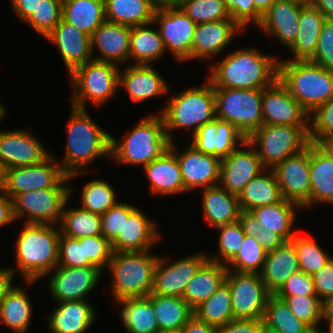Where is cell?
<instances>
[{
	"instance_id": "obj_1",
	"label": "cell",
	"mask_w": 333,
	"mask_h": 333,
	"mask_svg": "<svg viewBox=\"0 0 333 333\" xmlns=\"http://www.w3.org/2000/svg\"><path fill=\"white\" fill-rule=\"evenodd\" d=\"M208 81L214 87L265 89L278 78V59L257 49L234 50L210 66Z\"/></svg>"
},
{
	"instance_id": "obj_2",
	"label": "cell",
	"mask_w": 333,
	"mask_h": 333,
	"mask_svg": "<svg viewBox=\"0 0 333 333\" xmlns=\"http://www.w3.org/2000/svg\"><path fill=\"white\" fill-rule=\"evenodd\" d=\"M70 116L65 130L68 137L65 155L59 164L72 180L93 160L111 156V134L101 129L86 109L72 106Z\"/></svg>"
},
{
	"instance_id": "obj_3",
	"label": "cell",
	"mask_w": 333,
	"mask_h": 333,
	"mask_svg": "<svg viewBox=\"0 0 333 333\" xmlns=\"http://www.w3.org/2000/svg\"><path fill=\"white\" fill-rule=\"evenodd\" d=\"M57 226V228H56ZM54 224L25 223L15 242L16 269L32 284L58 266L60 229Z\"/></svg>"
},
{
	"instance_id": "obj_4",
	"label": "cell",
	"mask_w": 333,
	"mask_h": 333,
	"mask_svg": "<svg viewBox=\"0 0 333 333\" xmlns=\"http://www.w3.org/2000/svg\"><path fill=\"white\" fill-rule=\"evenodd\" d=\"M277 79L309 114L333 97V71L309 60H278Z\"/></svg>"
},
{
	"instance_id": "obj_5",
	"label": "cell",
	"mask_w": 333,
	"mask_h": 333,
	"mask_svg": "<svg viewBox=\"0 0 333 333\" xmlns=\"http://www.w3.org/2000/svg\"><path fill=\"white\" fill-rule=\"evenodd\" d=\"M119 142L111 135V158L113 162L142 165L160 157L170 147L163 117L160 113L142 118Z\"/></svg>"
},
{
	"instance_id": "obj_6",
	"label": "cell",
	"mask_w": 333,
	"mask_h": 333,
	"mask_svg": "<svg viewBox=\"0 0 333 333\" xmlns=\"http://www.w3.org/2000/svg\"><path fill=\"white\" fill-rule=\"evenodd\" d=\"M204 84L174 95L160 111L170 142L174 140L172 130L191 128L194 135L199 127L216 118L214 86L208 80Z\"/></svg>"
},
{
	"instance_id": "obj_7",
	"label": "cell",
	"mask_w": 333,
	"mask_h": 333,
	"mask_svg": "<svg viewBox=\"0 0 333 333\" xmlns=\"http://www.w3.org/2000/svg\"><path fill=\"white\" fill-rule=\"evenodd\" d=\"M143 252H113L106 269L112 273L111 290L115 301L148 297L152 293L154 271L159 255Z\"/></svg>"
},
{
	"instance_id": "obj_8",
	"label": "cell",
	"mask_w": 333,
	"mask_h": 333,
	"mask_svg": "<svg viewBox=\"0 0 333 333\" xmlns=\"http://www.w3.org/2000/svg\"><path fill=\"white\" fill-rule=\"evenodd\" d=\"M119 70L111 62L89 60L76 68L70 75L72 106L86 109L90 101L99 107L119 91Z\"/></svg>"
},
{
	"instance_id": "obj_9",
	"label": "cell",
	"mask_w": 333,
	"mask_h": 333,
	"mask_svg": "<svg viewBox=\"0 0 333 333\" xmlns=\"http://www.w3.org/2000/svg\"><path fill=\"white\" fill-rule=\"evenodd\" d=\"M309 132L310 126L263 124L246 141L255 148L263 167L273 169L286 158L308 147Z\"/></svg>"
},
{
	"instance_id": "obj_10",
	"label": "cell",
	"mask_w": 333,
	"mask_h": 333,
	"mask_svg": "<svg viewBox=\"0 0 333 333\" xmlns=\"http://www.w3.org/2000/svg\"><path fill=\"white\" fill-rule=\"evenodd\" d=\"M216 118L233 124L247 139L263 124V89L214 87Z\"/></svg>"
},
{
	"instance_id": "obj_11",
	"label": "cell",
	"mask_w": 333,
	"mask_h": 333,
	"mask_svg": "<svg viewBox=\"0 0 333 333\" xmlns=\"http://www.w3.org/2000/svg\"><path fill=\"white\" fill-rule=\"evenodd\" d=\"M69 181L70 179L66 175L53 188L16 195L12 199L15 220L24 217L26 218L25 223L59 225L64 205L73 191L68 187Z\"/></svg>"
},
{
	"instance_id": "obj_12",
	"label": "cell",
	"mask_w": 333,
	"mask_h": 333,
	"mask_svg": "<svg viewBox=\"0 0 333 333\" xmlns=\"http://www.w3.org/2000/svg\"><path fill=\"white\" fill-rule=\"evenodd\" d=\"M225 283L231 292L235 319H263L267 301L272 294L259 273L228 270Z\"/></svg>"
},
{
	"instance_id": "obj_13",
	"label": "cell",
	"mask_w": 333,
	"mask_h": 333,
	"mask_svg": "<svg viewBox=\"0 0 333 333\" xmlns=\"http://www.w3.org/2000/svg\"><path fill=\"white\" fill-rule=\"evenodd\" d=\"M66 174L55 157L50 155L42 163L4 170V193L11 199L16 195L55 187Z\"/></svg>"
},
{
	"instance_id": "obj_14",
	"label": "cell",
	"mask_w": 333,
	"mask_h": 333,
	"mask_svg": "<svg viewBox=\"0 0 333 333\" xmlns=\"http://www.w3.org/2000/svg\"><path fill=\"white\" fill-rule=\"evenodd\" d=\"M282 198L301 209L310 207V144L300 153L290 156L273 169Z\"/></svg>"
},
{
	"instance_id": "obj_15",
	"label": "cell",
	"mask_w": 333,
	"mask_h": 333,
	"mask_svg": "<svg viewBox=\"0 0 333 333\" xmlns=\"http://www.w3.org/2000/svg\"><path fill=\"white\" fill-rule=\"evenodd\" d=\"M154 24L159 26L167 52L169 50L179 61L192 59V42L197 24L180 7L155 10Z\"/></svg>"
},
{
	"instance_id": "obj_16",
	"label": "cell",
	"mask_w": 333,
	"mask_h": 333,
	"mask_svg": "<svg viewBox=\"0 0 333 333\" xmlns=\"http://www.w3.org/2000/svg\"><path fill=\"white\" fill-rule=\"evenodd\" d=\"M207 259V254L197 253L169 263L159 256L151 294L182 297L187 284Z\"/></svg>"
},
{
	"instance_id": "obj_17",
	"label": "cell",
	"mask_w": 333,
	"mask_h": 333,
	"mask_svg": "<svg viewBox=\"0 0 333 333\" xmlns=\"http://www.w3.org/2000/svg\"><path fill=\"white\" fill-rule=\"evenodd\" d=\"M48 283L50 295L56 303L85 300L98 285L102 270L95 266L76 268L57 266Z\"/></svg>"
},
{
	"instance_id": "obj_18",
	"label": "cell",
	"mask_w": 333,
	"mask_h": 333,
	"mask_svg": "<svg viewBox=\"0 0 333 333\" xmlns=\"http://www.w3.org/2000/svg\"><path fill=\"white\" fill-rule=\"evenodd\" d=\"M50 155L28 129L0 132V164L4 170L39 164Z\"/></svg>"
},
{
	"instance_id": "obj_19",
	"label": "cell",
	"mask_w": 333,
	"mask_h": 333,
	"mask_svg": "<svg viewBox=\"0 0 333 333\" xmlns=\"http://www.w3.org/2000/svg\"><path fill=\"white\" fill-rule=\"evenodd\" d=\"M262 116L264 124L310 126V114L278 79L263 89Z\"/></svg>"
},
{
	"instance_id": "obj_20",
	"label": "cell",
	"mask_w": 333,
	"mask_h": 333,
	"mask_svg": "<svg viewBox=\"0 0 333 333\" xmlns=\"http://www.w3.org/2000/svg\"><path fill=\"white\" fill-rule=\"evenodd\" d=\"M177 156L186 191L219 185L221 159L197 151L192 145L180 153L174 141L169 147Z\"/></svg>"
},
{
	"instance_id": "obj_21",
	"label": "cell",
	"mask_w": 333,
	"mask_h": 333,
	"mask_svg": "<svg viewBox=\"0 0 333 333\" xmlns=\"http://www.w3.org/2000/svg\"><path fill=\"white\" fill-rule=\"evenodd\" d=\"M243 145L248 149L237 148L228 157L221 159L220 164L219 185L237 196L265 170L255 148L247 141Z\"/></svg>"
},
{
	"instance_id": "obj_22",
	"label": "cell",
	"mask_w": 333,
	"mask_h": 333,
	"mask_svg": "<svg viewBox=\"0 0 333 333\" xmlns=\"http://www.w3.org/2000/svg\"><path fill=\"white\" fill-rule=\"evenodd\" d=\"M192 136L190 145L197 151L220 159L228 157L235 151L238 142L243 145L247 140L233 124L217 118L199 127Z\"/></svg>"
},
{
	"instance_id": "obj_23",
	"label": "cell",
	"mask_w": 333,
	"mask_h": 333,
	"mask_svg": "<svg viewBox=\"0 0 333 333\" xmlns=\"http://www.w3.org/2000/svg\"><path fill=\"white\" fill-rule=\"evenodd\" d=\"M59 50L69 75L92 60L90 36L63 19L45 37Z\"/></svg>"
},
{
	"instance_id": "obj_24",
	"label": "cell",
	"mask_w": 333,
	"mask_h": 333,
	"mask_svg": "<svg viewBox=\"0 0 333 333\" xmlns=\"http://www.w3.org/2000/svg\"><path fill=\"white\" fill-rule=\"evenodd\" d=\"M147 215L136 208L124 217L122 232L111 243L113 252H143L160 241L159 229Z\"/></svg>"
},
{
	"instance_id": "obj_25",
	"label": "cell",
	"mask_w": 333,
	"mask_h": 333,
	"mask_svg": "<svg viewBox=\"0 0 333 333\" xmlns=\"http://www.w3.org/2000/svg\"><path fill=\"white\" fill-rule=\"evenodd\" d=\"M131 27L103 22L90 36L92 58L114 64L126 63L129 59ZM94 48L100 56H94Z\"/></svg>"
},
{
	"instance_id": "obj_26",
	"label": "cell",
	"mask_w": 333,
	"mask_h": 333,
	"mask_svg": "<svg viewBox=\"0 0 333 333\" xmlns=\"http://www.w3.org/2000/svg\"><path fill=\"white\" fill-rule=\"evenodd\" d=\"M243 30L233 19L197 24L192 42V59L205 60L218 55Z\"/></svg>"
},
{
	"instance_id": "obj_27",
	"label": "cell",
	"mask_w": 333,
	"mask_h": 333,
	"mask_svg": "<svg viewBox=\"0 0 333 333\" xmlns=\"http://www.w3.org/2000/svg\"><path fill=\"white\" fill-rule=\"evenodd\" d=\"M123 87L133 102L144 101L168 93L169 85L158 72L147 64H132L119 70V88Z\"/></svg>"
},
{
	"instance_id": "obj_28",
	"label": "cell",
	"mask_w": 333,
	"mask_h": 333,
	"mask_svg": "<svg viewBox=\"0 0 333 333\" xmlns=\"http://www.w3.org/2000/svg\"><path fill=\"white\" fill-rule=\"evenodd\" d=\"M302 5L287 0H277L263 15L257 26L267 35L277 38L280 44L289 47L299 31Z\"/></svg>"
},
{
	"instance_id": "obj_29",
	"label": "cell",
	"mask_w": 333,
	"mask_h": 333,
	"mask_svg": "<svg viewBox=\"0 0 333 333\" xmlns=\"http://www.w3.org/2000/svg\"><path fill=\"white\" fill-rule=\"evenodd\" d=\"M51 333H86L95 321V309L88 300L62 301L51 311Z\"/></svg>"
},
{
	"instance_id": "obj_30",
	"label": "cell",
	"mask_w": 333,
	"mask_h": 333,
	"mask_svg": "<svg viewBox=\"0 0 333 333\" xmlns=\"http://www.w3.org/2000/svg\"><path fill=\"white\" fill-rule=\"evenodd\" d=\"M143 169L153 194L167 196L186 191L177 156L170 148Z\"/></svg>"
},
{
	"instance_id": "obj_31",
	"label": "cell",
	"mask_w": 333,
	"mask_h": 333,
	"mask_svg": "<svg viewBox=\"0 0 333 333\" xmlns=\"http://www.w3.org/2000/svg\"><path fill=\"white\" fill-rule=\"evenodd\" d=\"M299 270V262L294 245L288 241L277 249L267 252L259 272L267 290L274 295L284 282Z\"/></svg>"
},
{
	"instance_id": "obj_32",
	"label": "cell",
	"mask_w": 333,
	"mask_h": 333,
	"mask_svg": "<svg viewBox=\"0 0 333 333\" xmlns=\"http://www.w3.org/2000/svg\"><path fill=\"white\" fill-rule=\"evenodd\" d=\"M202 209L205 220L214 228L237 222L241 213L238 196L220 185L202 189Z\"/></svg>"
},
{
	"instance_id": "obj_33",
	"label": "cell",
	"mask_w": 333,
	"mask_h": 333,
	"mask_svg": "<svg viewBox=\"0 0 333 333\" xmlns=\"http://www.w3.org/2000/svg\"><path fill=\"white\" fill-rule=\"evenodd\" d=\"M226 264L207 259L186 286L182 298L194 310L225 283Z\"/></svg>"
},
{
	"instance_id": "obj_34",
	"label": "cell",
	"mask_w": 333,
	"mask_h": 333,
	"mask_svg": "<svg viewBox=\"0 0 333 333\" xmlns=\"http://www.w3.org/2000/svg\"><path fill=\"white\" fill-rule=\"evenodd\" d=\"M325 16L311 3L302 5L299 31L288 47L294 55L292 60H309L315 53Z\"/></svg>"
},
{
	"instance_id": "obj_35",
	"label": "cell",
	"mask_w": 333,
	"mask_h": 333,
	"mask_svg": "<svg viewBox=\"0 0 333 333\" xmlns=\"http://www.w3.org/2000/svg\"><path fill=\"white\" fill-rule=\"evenodd\" d=\"M310 182V207L333 204V159L314 143H310Z\"/></svg>"
},
{
	"instance_id": "obj_36",
	"label": "cell",
	"mask_w": 333,
	"mask_h": 333,
	"mask_svg": "<svg viewBox=\"0 0 333 333\" xmlns=\"http://www.w3.org/2000/svg\"><path fill=\"white\" fill-rule=\"evenodd\" d=\"M297 208L301 207L282 199L278 203L251 210L250 213L263 226V229L280 235L288 242L297 234L293 228Z\"/></svg>"
},
{
	"instance_id": "obj_37",
	"label": "cell",
	"mask_w": 333,
	"mask_h": 333,
	"mask_svg": "<svg viewBox=\"0 0 333 333\" xmlns=\"http://www.w3.org/2000/svg\"><path fill=\"white\" fill-rule=\"evenodd\" d=\"M282 199L279 184L272 169H265L261 172L238 195L241 211L246 212L265 205L278 203Z\"/></svg>"
},
{
	"instance_id": "obj_38",
	"label": "cell",
	"mask_w": 333,
	"mask_h": 333,
	"mask_svg": "<svg viewBox=\"0 0 333 333\" xmlns=\"http://www.w3.org/2000/svg\"><path fill=\"white\" fill-rule=\"evenodd\" d=\"M148 298L152 301L161 333H179L194 315L182 297L150 294Z\"/></svg>"
},
{
	"instance_id": "obj_39",
	"label": "cell",
	"mask_w": 333,
	"mask_h": 333,
	"mask_svg": "<svg viewBox=\"0 0 333 333\" xmlns=\"http://www.w3.org/2000/svg\"><path fill=\"white\" fill-rule=\"evenodd\" d=\"M62 19L89 36L106 21L104 0H63Z\"/></svg>"
},
{
	"instance_id": "obj_40",
	"label": "cell",
	"mask_w": 333,
	"mask_h": 333,
	"mask_svg": "<svg viewBox=\"0 0 333 333\" xmlns=\"http://www.w3.org/2000/svg\"><path fill=\"white\" fill-rule=\"evenodd\" d=\"M121 308V320L128 333H161L148 297L116 301Z\"/></svg>"
},
{
	"instance_id": "obj_41",
	"label": "cell",
	"mask_w": 333,
	"mask_h": 333,
	"mask_svg": "<svg viewBox=\"0 0 333 333\" xmlns=\"http://www.w3.org/2000/svg\"><path fill=\"white\" fill-rule=\"evenodd\" d=\"M152 24L131 27L129 59L133 64L152 65L166 52L159 30L149 28Z\"/></svg>"
},
{
	"instance_id": "obj_42",
	"label": "cell",
	"mask_w": 333,
	"mask_h": 333,
	"mask_svg": "<svg viewBox=\"0 0 333 333\" xmlns=\"http://www.w3.org/2000/svg\"><path fill=\"white\" fill-rule=\"evenodd\" d=\"M106 21L129 27L153 23L155 9L149 0H104Z\"/></svg>"
},
{
	"instance_id": "obj_43",
	"label": "cell",
	"mask_w": 333,
	"mask_h": 333,
	"mask_svg": "<svg viewBox=\"0 0 333 333\" xmlns=\"http://www.w3.org/2000/svg\"><path fill=\"white\" fill-rule=\"evenodd\" d=\"M32 317V302L23 288L13 286L0 303V322L15 333H26Z\"/></svg>"
},
{
	"instance_id": "obj_44",
	"label": "cell",
	"mask_w": 333,
	"mask_h": 333,
	"mask_svg": "<svg viewBox=\"0 0 333 333\" xmlns=\"http://www.w3.org/2000/svg\"><path fill=\"white\" fill-rule=\"evenodd\" d=\"M193 314L200 321L216 328L234 321L232 296L228 285L222 284L216 292L193 310Z\"/></svg>"
},
{
	"instance_id": "obj_45",
	"label": "cell",
	"mask_w": 333,
	"mask_h": 333,
	"mask_svg": "<svg viewBox=\"0 0 333 333\" xmlns=\"http://www.w3.org/2000/svg\"><path fill=\"white\" fill-rule=\"evenodd\" d=\"M66 201L61 221L59 223L60 233L70 238L91 237L102 235L101 217L99 214L79 208H66Z\"/></svg>"
},
{
	"instance_id": "obj_46",
	"label": "cell",
	"mask_w": 333,
	"mask_h": 333,
	"mask_svg": "<svg viewBox=\"0 0 333 333\" xmlns=\"http://www.w3.org/2000/svg\"><path fill=\"white\" fill-rule=\"evenodd\" d=\"M263 323L279 333H316L309 325L297 319L284 300L271 295L267 301Z\"/></svg>"
},
{
	"instance_id": "obj_47",
	"label": "cell",
	"mask_w": 333,
	"mask_h": 333,
	"mask_svg": "<svg viewBox=\"0 0 333 333\" xmlns=\"http://www.w3.org/2000/svg\"><path fill=\"white\" fill-rule=\"evenodd\" d=\"M290 242L294 245L297 254L299 270L307 275L313 276L333 258L308 235L296 234Z\"/></svg>"
},
{
	"instance_id": "obj_48",
	"label": "cell",
	"mask_w": 333,
	"mask_h": 333,
	"mask_svg": "<svg viewBox=\"0 0 333 333\" xmlns=\"http://www.w3.org/2000/svg\"><path fill=\"white\" fill-rule=\"evenodd\" d=\"M81 199L82 209L99 215L104 214L119 202L116 200L114 188L102 180L88 182L83 187Z\"/></svg>"
},
{
	"instance_id": "obj_49",
	"label": "cell",
	"mask_w": 333,
	"mask_h": 333,
	"mask_svg": "<svg viewBox=\"0 0 333 333\" xmlns=\"http://www.w3.org/2000/svg\"><path fill=\"white\" fill-rule=\"evenodd\" d=\"M180 9L196 24L231 18L224 0H182Z\"/></svg>"
},
{
	"instance_id": "obj_50",
	"label": "cell",
	"mask_w": 333,
	"mask_h": 333,
	"mask_svg": "<svg viewBox=\"0 0 333 333\" xmlns=\"http://www.w3.org/2000/svg\"><path fill=\"white\" fill-rule=\"evenodd\" d=\"M284 300L297 319L309 325L316 333H321L317 327L323 321V301L318 296L295 295L277 297Z\"/></svg>"
},
{
	"instance_id": "obj_51",
	"label": "cell",
	"mask_w": 333,
	"mask_h": 333,
	"mask_svg": "<svg viewBox=\"0 0 333 333\" xmlns=\"http://www.w3.org/2000/svg\"><path fill=\"white\" fill-rule=\"evenodd\" d=\"M266 258V252L256 238L245 235L240 252L226 265L236 272L259 273Z\"/></svg>"
},
{
	"instance_id": "obj_52",
	"label": "cell",
	"mask_w": 333,
	"mask_h": 333,
	"mask_svg": "<svg viewBox=\"0 0 333 333\" xmlns=\"http://www.w3.org/2000/svg\"><path fill=\"white\" fill-rule=\"evenodd\" d=\"M220 230L219 253L220 255L210 256L209 260L228 264L241 250L245 233L239 221L216 227Z\"/></svg>"
},
{
	"instance_id": "obj_53",
	"label": "cell",
	"mask_w": 333,
	"mask_h": 333,
	"mask_svg": "<svg viewBox=\"0 0 333 333\" xmlns=\"http://www.w3.org/2000/svg\"><path fill=\"white\" fill-rule=\"evenodd\" d=\"M63 0H41L25 21L42 37H46L62 19Z\"/></svg>"
},
{
	"instance_id": "obj_54",
	"label": "cell",
	"mask_w": 333,
	"mask_h": 333,
	"mask_svg": "<svg viewBox=\"0 0 333 333\" xmlns=\"http://www.w3.org/2000/svg\"><path fill=\"white\" fill-rule=\"evenodd\" d=\"M135 209L136 206L118 202L100 215L102 236L112 243L123 230L124 217H129Z\"/></svg>"
},
{
	"instance_id": "obj_55",
	"label": "cell",
	"mask_w": 333,
	"mask_h": 333,
	"mask_svg": "<svg viewBox=\"0 0 333 333\" xmlns=\"http://www.w3.org/2000/svg\"><path fill=\"white\" fill-rule=\"evenodd\" d=\"M58 266L83 268L93 266L85 259L84 242L60 233Z\"/></svg>"
},
{
	"instance_id": "obj_56",
	"label": "cell",
	"mask_w": 333,
	"mask_h": 333,
	"mask_svg": "<svg viewBox=\"0 0 333 333\" xmlns=\"http://www.w3.org/2000/svg\"><path fill=\"white\" fill-rule=\"evenodd\" d=\"M79 242H84L85 259L104 271L111 260L113 250L111 243L102 235L78 238Z\"/></svg>"
},
{
	"instance_id": "obj_57",
	"label": "cell",
	"mask_w": 333,
	"mask_h": 333,
	"mask_svg": "<svg viewBox=\"0 0 333 333\" xmlns=\"http://www.w3.org/2000/svg\"><path fill=\"white\" fill-rule=\"evenodd\" d=\"M310 143L333 134V97L310 114Z\"/></svg>"
},
{
	"instance_id": "obj_58",
	"label": "cell",
	"mask_w": 333,
	"mask_h": 333,
	"mask_svg": "<svg viewBox=\"0 0 333 333\" xmlns=\"http://www.w3.org/2000/svg\"><path fill=\"white\" fill-rule=\"evenodd\" d=\"M233 19L243 30L249 23L258 26L263 15L255 8L253 0H224Z\"/></svg>"
},
{
	"instance_id": "obj_59",
	"label": "cell",
	"mask_w": 333,
	"mask_h": 333,
	"mask_svg": "<svg viewBox=\"0 0 333 333\" xmlns=\"http://www.w3.org/2000/svg\"><path fill=\"white\" fill-rule=\"evenodd\" d=\"M309 61L333 71V20L324 21L316 51Z\"/></svg>"
},
{
	"instance_id": "obj_60",
	"label": "cell",
	"mask_w": 333,
	"mask_h": 333,
	"mask_svg": "<svg viewBox=\"0 0 333 333\" xmlns=\"http://www.w3.org/2000/svg\"><path fill=\"white\" fill-rule=\"evenodd\" d=\"M274 295L276 297L317 296L313 277L302 271L292 274Z\"/></svg>"
},
{
	"instance_id": "obj_61",
	"label": "cell",
	"mask_w": 333,
	"mask_h": 333,
	"mask_svg": "<svg viewBox=\"0 0 333 333\" xmlns=\"http://www.w3.org/2000/svg\"><path fill=\"white\" fill-rule=\"evenodd\" d=\"M312 277L315 292L324 302L333 295V258Z\"/></svg>"
},
{
	"instance_id": "obj_62",
	"label": "cell",
	"mask_w": 333,
	"mask_h": 333,
	"mask_svg": "<svg viewBox=\"0 0 333 333\" xmlns=\"http://www.w3.org/2000/svg\"><path fill=\"white\" fill-rule=\"evenodd\" d=\"M263 324V319H235L217 328V333H260Z\"/></svg>"
},
{
	"instance_id": "obj_63",
	"label": "cell",
	"mask_w": 333,
	"mask_h": 333,
	"mask_svg": "<svg viewBox=\"0 0 333 333\" xmlns=\"http://www.w3.org/2000/svg\"><path fill=\"white\" fill-rule=\"evenodd\" d=\"M245 235L256 238L263 226L253 217L250 212L241 211L238 219Z\"/></svg>"
},
{
	"instance_id": "obj_64",
	"label": "cell",
	"mask_w": 333,
	"mask_h": 333,
	"mask_svg": "<svg viewBox=\"0 0 333 333\" xmlns=\"http://www.w3.org/2000/svg\"><path fill=\"white\" fill-rule=\"evenodd\" d=\"M256 241L266 253L277 249L286 242L280 235L265 229L261 231V234L257 235Z\"/></svg>"
},
{
	"instance_id": "obj_65",
	"label": "cell",
	"mask_w": 333,
	"mask_h": 333,
	"mask_svg": "<svg viewBox=\"0 0 333 333\" xmlns=\"http://www.w3.org/2000/svg\"><path fill=\"white\" fill-rule=\"evenodd\" d=\"M13 12H15L16 16L25 22L35 11L41 0H10Z\"/></svg>"
},
{
	"instance_id": "obj_66",
	"label": "cell",
	"mask_w": 333,
	"mask_h": 333,
	"mask_svg": "<svg viewBox=\"0 0 333 333\" xmlns=\"http://www.w3.org/2000/svg\"><path fill=\"white\" fill-rule=\"evenodd\" d=\"M13 221H16L13 214V200L0 190V228Z\"/></svg>"
},
{
	"instance_id": "obj_67",
	"label": "cell",
	"mask_w": 333,
	"mask_h": 333,
	"mask_svg": "<svg viewBox=\"0 0 333 333\" xmlns=\"http://www.w3.org/2000/svg\"><path fill=\"white\" fill-rule=\"evenodd\" d=\"M179 333H217V328L200 321L195 315H193Z\"/></svg>"
},
{
	"instance_id": "obj_68",
	"label": "cell",
	"mask_w": 333,
	"mask_h": 333,
	"mask_svg": "<svg viewBox=\"0 0 333 333\" xmlns=\"http://www.w3.org/2000/svg\"><path fill=\"white\" fill-rule=\"evenodd\" d=\"M14 273V269L10 267L0 269V303L13 287L12 279L15 276Z\"/></svg>"
},
{
	"instance_id": "obj_69",
	"label": "cell",
	"mask_w": 333,
	"mask_h": 333,
	"mask_svg": "<svg viewBox=\"0 0 333 333\" xmlns=\"http://www.w3.org/2000/svg\"><path fill=\"white\" fill-rule=\"evenodd\" d=\"M310 3L318 9L326 19L333 20V0H311Z\"/></svg>"
},
{
	"instance_id": "obj_70",
	"label": "cell",
	"mask_w": 333,
	"mask_h": 333,
	"mask_svg": "<svg viewBox=\"0 0 333 333\" xmlns=\"http://www.w3.org/2000/svg\"><path fill=\"white\" fill-rule=\"evenodd\" d=\"M150 4L155 10L178 8L182 0H149Z\"/></svg>"
},
{
	"instance_id": "obj_71",
	"label": "cell",
	"mask_w": 333,
	"mask_h": 333,
	"mask_svg": "<svg viewBox=\"0 0 333 333\" xmlns=\"http://www.w3.org/2000/svg\"><path fill=\"white\" fill-rule=\"evenodd\" d=\"M317 145L333 159V134L321 139Z\"/></svg>"
},
{
	"instance_id": "obj_72",
	"label": "cell",
	"mask_w": 333,
	"mask_h": 333,
	"mask_svg": "<svg viewBox=\"0 0 333 333\" xmlns=\"http://www.w3.org/2000/svg\"><path fill=\"white\" fill-rule=\"evenodd\" d=\"M323 320L333 321V295L323 302Z\"/></svg>"
},
{
	"instance_id": "obj_73",
	"label": "cell",
	"mask_w": 333,
	"mask_h": 333,
	"mask_svg": "<svg viewBox=\"0 0 333 333\" xmlns=\"http://www.w3.org/2000/svg\"><path fill=\"white\" fill-rule=\"evenodd\" d=\"M255 8L264 15L265 12L277 1V0H253Z\"/></svg>"
},
{
	"instance_id": "obj_74",
	"label": "cell",
	"mask_w": 333,
	"mask_h": 333,
	"mask_svg": "<svg viewBox=\"0 0 333 333\" xmlns=\"http://www.w3.org/2000/svg\"><path fill=\"white\" fill-rule=\"evenodd\" d=\"M4 186V169L0 164V190H3Z\"/></svg>"
},
{
	"instance_id": "obj_75",
	"label": "cell",
	"mask_w": 333,
	"mask_h": 333,
	"mask_svg": "<svg viewBox=\"0 0 333 333\" xmlns=\"http://www.w3.org/2000/svg\"><path fill=\"white\" fill-rule=\"evenodd\" d=\"M260 333H279L276 330L270 329L267 326H265L264 324L262 325V328L260 330Z\"/></svg>"
},
{
	"instance_id": "obj_76",
	"label": "cell",
	"mask_w": 333,
	"mask_h": 333,
	"mask_svg": "<svg viewBox=\"0 0 333 333\" xmlns=\"http://www.w3.org/2000/svg\"><path fill=\"white\" fill-rule=\"evenodd\" d=\"M328 324L327 330H322L321 333H333V321H326Z\"/></svg>"
},
{
	"instance_id": "obj_77",
	"label": "cell",
	"mask_w": 333,
	"mask_h": 333,
	"mask_svg": "<svg viewBox=\"0 0 333 333\" xmlns=\"http://www.w3.org/2000/svg\"><path fill=\"white\" fill-rule=\"evenodd\" d=\"M6 108L3 106V104H1L0 102V121L2 120V118L5 117L6 115Z\"/></svg>"
},
{
	"instance_id": "obj_78",
	"label": "cell",
	"mask_w": 333,
	"mask_h": 333,
	"mask_svg": "<svg viewBox=\"0 0 333 333\" xmlns=\"http://www.w3.org/2000/svg\"><path fill=\"white\" fill-rule=\"evenodd\" d=\"M287 1L295 2L300 5H305V4H309L311 0H287Z\"/></svg>"
}]
</instances>
